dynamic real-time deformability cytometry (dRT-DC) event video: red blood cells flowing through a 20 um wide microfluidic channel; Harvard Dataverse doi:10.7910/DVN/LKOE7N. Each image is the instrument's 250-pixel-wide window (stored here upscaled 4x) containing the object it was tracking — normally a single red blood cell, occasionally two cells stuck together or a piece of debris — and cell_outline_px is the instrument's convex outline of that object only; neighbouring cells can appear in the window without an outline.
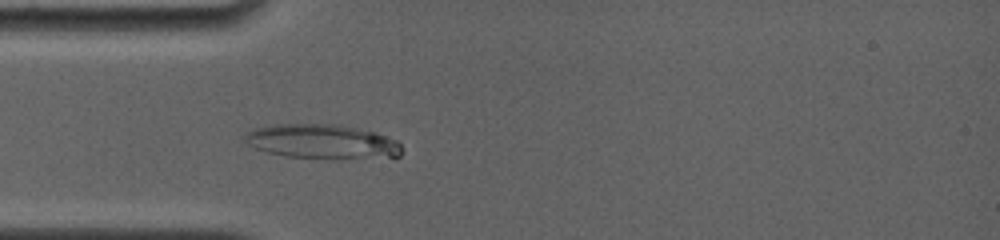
{"species": "common noctule bat (a hibernating species)", "species_latin": "Nyctalus noctula", "temperature_condition": "room temperature", "stored_images_in_passage": 5, "camera_frame_rate_fps": 4000, "um_per_image_px": 0.085, "animal": {"sex": "female", "body_mass_g": 19.0, "forearm_length_mm": 56.7}, "frame": {"image": 1, "passage_image": 3, "time_ms": 1.0, "image_size_px": [1000, 240], "cell_outline_px": [[404, 152], [396, 160], [284, 156], [268, 152], [256, 148], [248, 144], [244, 140], [244, 136], [248, 132], [256, 128], [272, 124], [340, 124], [372, 132], [396, 140], [400, 144]], "centroid_in_image_um": [27.49, 12.06], "position_along_channel_um": 57.5, "area_um2": 31.79}}